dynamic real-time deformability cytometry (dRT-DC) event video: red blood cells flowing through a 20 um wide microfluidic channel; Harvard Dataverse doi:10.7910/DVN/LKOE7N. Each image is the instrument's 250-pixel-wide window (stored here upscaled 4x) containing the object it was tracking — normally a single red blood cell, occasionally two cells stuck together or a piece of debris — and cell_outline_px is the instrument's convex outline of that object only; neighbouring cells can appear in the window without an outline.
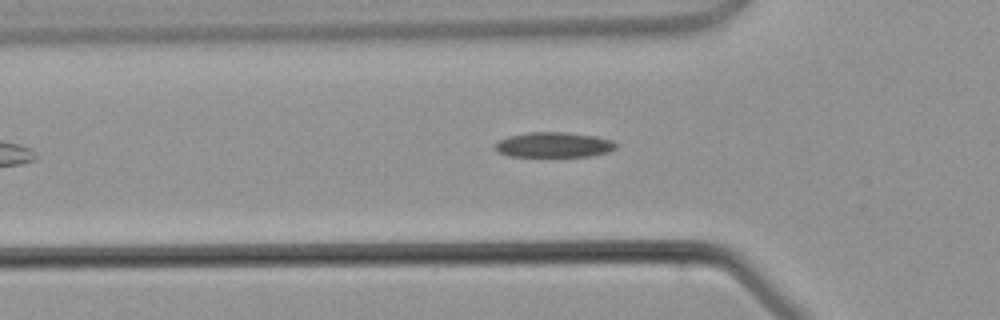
{"species": "common noctule bat (a hibernating species)", "species_latin": "Nyctalus noctula", "temperature_condition": "warm", "stored_images_in_passage": 4, "camera_frame_rate_fps": 3000, "um_per_image_px": 0.085, "animal": {"sex": "male", "body_mass_g": 21.5, "forearm_length_mm": 52.0}, "frame": {"image": 1, "passage_image": 4, "time_ms": 3.667, "image_size_px": [1000, 320], "cell_outline_px": [[616, 148], [608, 152], [592, 156], [508, 156], [496, 152], [492, 148], [492, 144], [508, 136], [528, 132], [568, 132], [596, 136], [612, 140], [616, 144]], "centroid_in_image_um": [47.02, 12.3], "position_along_channel_um": 78.8, "area_um2": 17.98}}